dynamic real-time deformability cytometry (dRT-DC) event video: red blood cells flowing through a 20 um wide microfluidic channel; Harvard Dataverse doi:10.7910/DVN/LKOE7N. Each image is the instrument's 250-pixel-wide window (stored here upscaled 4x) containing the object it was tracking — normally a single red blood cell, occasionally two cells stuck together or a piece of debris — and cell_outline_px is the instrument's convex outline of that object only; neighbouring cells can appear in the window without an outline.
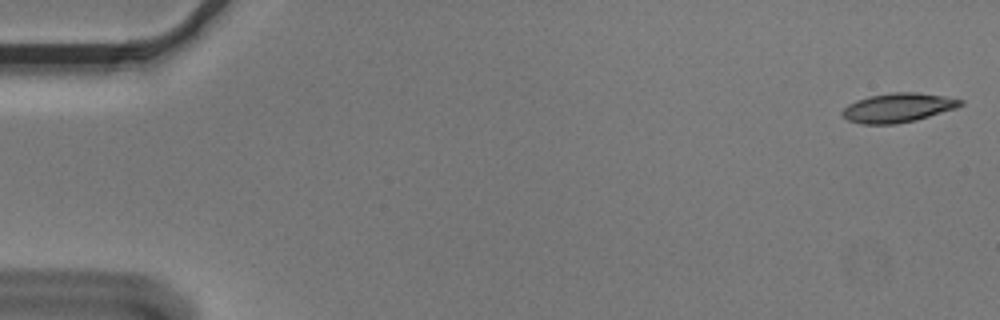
{"species": "Egyptian fruit bat (a non-hibernating species)", "species_latin": "Rousettus aegyptiacus", "temperature_condition": "cold", "stored_images_in_passage": 55, "camera_frame_rate_fps": 3000, "um_per_image_px": 0.085, "animal": {"sex": "male"}, "frame": {"image": 1, "passage_image": 1, "time_ms": 0.0, "image_size_px": [1000, 320], "cell_outline_px": [[964, 104], [956, 108], [916, 120], [896, 124], [860, 124], [848, 120], [840, 112], [848, 104], [856, 100], [868, 96], [892, 92], [916, 92], [944, 96], [964, 100]], "centroid_in_image_um": [76.32, 9.15], "position_along_channel_um": 8.7, "area_um2": 20.17}}
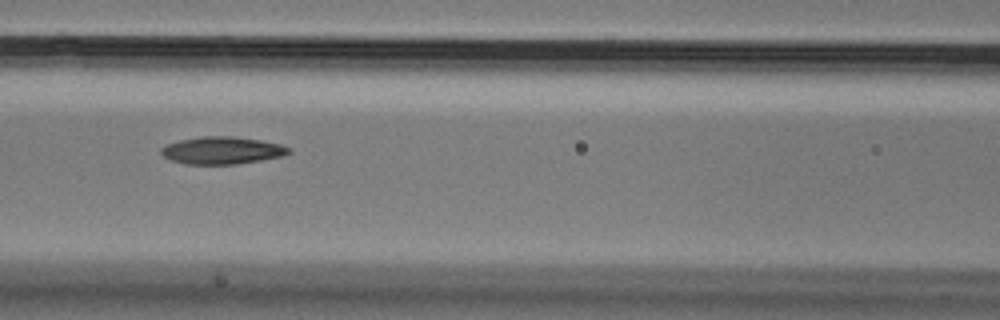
{"frame": {"image": 2, "passage_image": 24, "time_ms": 7.667, "image_size_px": [1000, 320], "cell_outline_px": [[292, 152], [284, 156], [236, 164], [184, 164], [172, 160], [164, 156], [160, 152], [160, 148], [168, 144], [180, 140], [200, 136], [232, 136], [260, 140], [280, 144], [292, 148]], "centroid_in_image_um": [18.9, 12.78], "position_along_channel_um": 147.7, "area_um2": 20.4}}
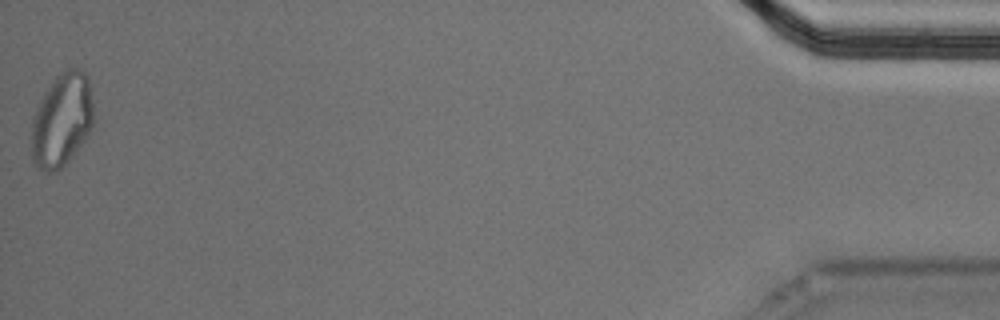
{"frame": {"image": 3, "passage_image": 55, "time_ms": 18.0, "image_size_px": [1000, 320], "cell_outline_px": [[92, 128], [84, 140], [64, 164], [60, 168], [52, 172], [48, 172], [36, 168], [32, 160], [32, 116], [40, 100], [56, 76], [68, 68], [76, 68], [84, 72], [88, 76], [92, 100]], "centroid_in_image_um": [5.24, 10.2], "position_along_channel_um": 430.0, "area_um2": 33.47}}